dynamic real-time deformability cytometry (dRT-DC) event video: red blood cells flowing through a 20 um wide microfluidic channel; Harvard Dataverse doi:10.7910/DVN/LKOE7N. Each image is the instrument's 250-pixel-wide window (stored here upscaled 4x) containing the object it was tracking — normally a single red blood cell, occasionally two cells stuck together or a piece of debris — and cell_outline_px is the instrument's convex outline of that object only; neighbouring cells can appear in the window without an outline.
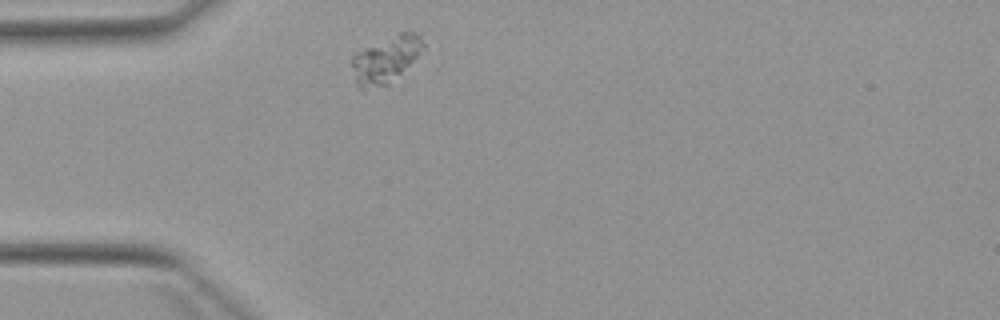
{"species": "Egyptian fruit bat (a non-hibernating species)", "species_latin": "Rousettus aegyptiacus", "temperature_condition": "warm", "stored_images_in_passage": 2, "camera_frame_rate_fps": 3000, "um_per_image_px": 0.085, "animal": {"sex": "female"}, "frame": {"image": 1, "passage_image": 1, "time_ms": 0.0, "image_size_px": [1000, 320], "cell_outline_px": [[424, 44], [416, 56], [388, 84], [364, 92], [360, 92], [356, 84], [348, 60], [356, 52], [364, 48], [400, 32], [420, 32]], "centroid_in_image_um": [32.68, 5.09], "position_along_channel_um": 52.3, "area_um2": 19.42}}